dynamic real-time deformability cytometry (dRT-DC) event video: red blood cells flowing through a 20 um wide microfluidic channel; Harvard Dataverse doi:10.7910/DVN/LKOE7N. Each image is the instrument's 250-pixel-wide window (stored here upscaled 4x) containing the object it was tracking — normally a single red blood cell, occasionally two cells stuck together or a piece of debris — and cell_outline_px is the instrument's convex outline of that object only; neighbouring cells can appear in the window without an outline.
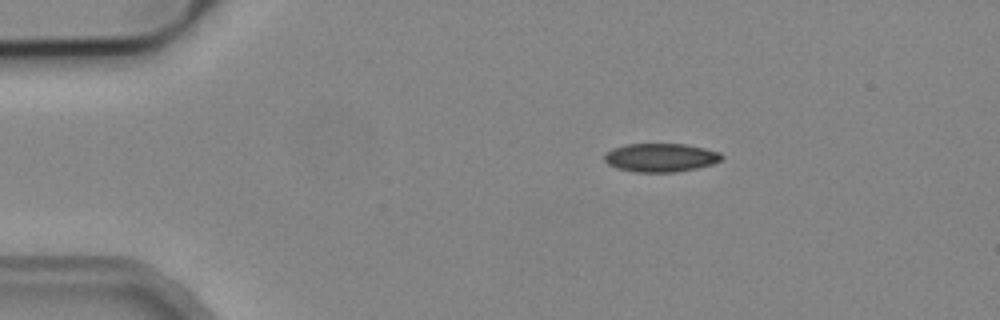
{"species": "common noctule bat (a hibernating species)", "species_latin": "Nyctalus noctula", "temperature_condition": "cold", "stored_images_in_passage": 4, "camera_frame_rate_fps": 3000, "um_per_image_px": 0.085, "animal": {"sex": "male", "body_mass_g": 19.2, "forearm_length_mm": 51.8}, "frame": {"image": 1, "passage_image": 1, "time_ms": 0.0, "image_size_px": [1000, 320], "cell_outline_px": [[724, 156], [720, 160], [712, 164], [696, 168], [676, 172], [636, 172], [616, 168], [608, 164], [604, 160], [604, 156], [612, 148], [624, 144], [684, 144], [704, 148], [720, 152]], "centroid_in_image_um": [56.14, 13.39], "position_along_channel_um": 28.9, "area_um2": 19.48}}
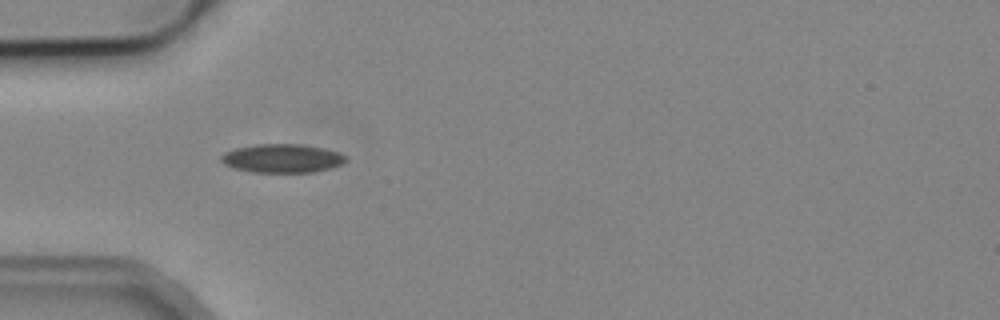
{"frame": {"image": 2, "passage_image": 3, "time_ms": 2.333, "image_size_px": [1000, 320], "cell_outline_px": [[348, 160], [332, 168], [312, 172], [252, 172], [232, 168], [224, 164], [220, 160], [220, 156], [224, 152], [236, 148], [256, 144], [300, 144], [324, 148], [340, 152]], "centroid_in_image_um": [23.97, 13.46], "position_along_channel_um": 61.0, "area_um2": 20.92}}